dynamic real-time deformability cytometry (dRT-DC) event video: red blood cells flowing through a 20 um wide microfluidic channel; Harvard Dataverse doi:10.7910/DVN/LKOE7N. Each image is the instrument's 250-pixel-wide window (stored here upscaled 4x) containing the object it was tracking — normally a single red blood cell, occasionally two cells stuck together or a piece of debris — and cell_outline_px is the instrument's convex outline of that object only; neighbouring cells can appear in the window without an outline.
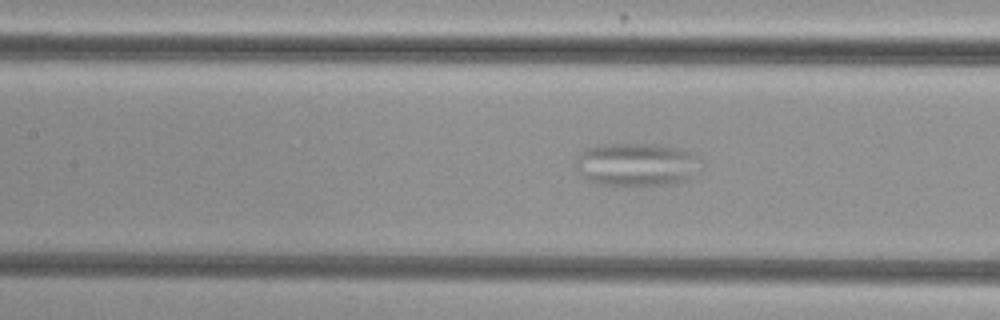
{"species": "common noctule bat (a hibernating species)", "species_latin": "Nyctalus noctula", "temperature_condition": "cold", "stored_images_in_passage": 43, "camera_frame_rate_fps": 3000, "um_per_image_px": 0.085, "animal": {"sex": "female", "body_mass_g": 29.2, "forearm_length_mm": 56.3}, "frame": {"image": 1, "passage_image": 13, "time_ms": 4.0, "image_size_px": [1000, 320], "cell_outline_px": [[696, 152], [688, 176], [684, 180], [676, 184], [600, 184], [588, 180], [580, 176], [576, 168], [576, 156], [584, 148], [596, 144], [668, 144]], "centroid_in_image_um": [53.95, 13.93], "position_along_channel_um": 153.5, "area_um2": 30.92}}
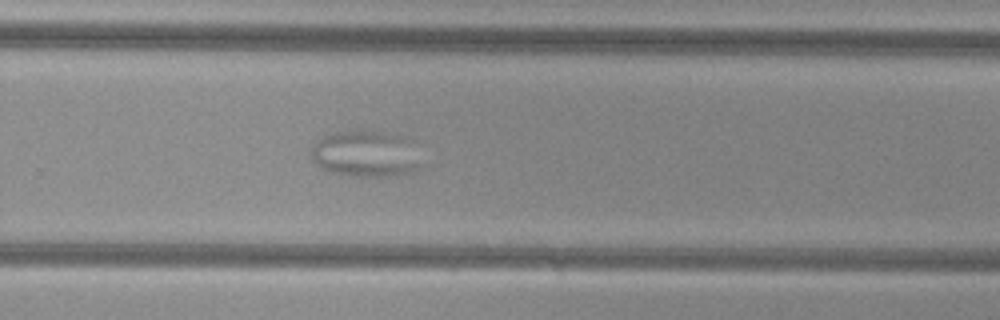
{"frame": {"image": 2, "passage_image": 25, "time_ms": 8.0, "image_size_px": [1000, 320], "cell_outline_px": [[416, 168], [408, 172], [396, 176], [360, 176], [332, 172], [320, 168], [316, 164], [312, 156], [312, 148], [316, 140], [320, 136], [332, 132], [356, 128], [360, 128], [384, 132], [404, 136], [416, 164]], "centroid_in_image_um": [30.9, 13.02], "position_along_channel_um": 298.9, "area_um2": 29.13}}
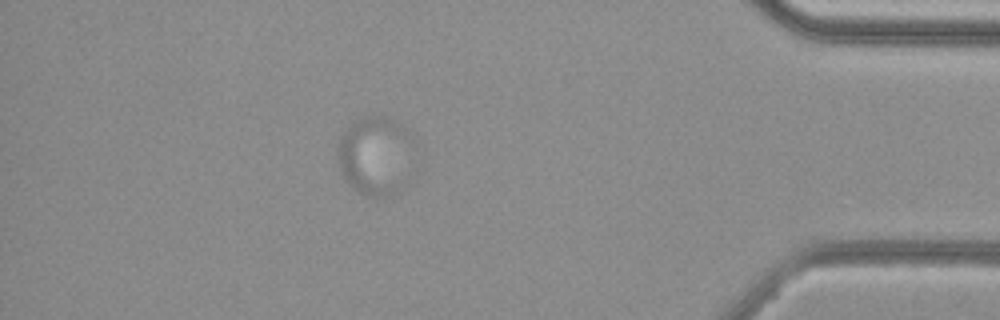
{"frame": {"image": 3, "passage_image": 37, "time_ms": 12.0, "image_size_px": [1000, 320], "cell_outline_px": [[412, 184], [400, 192], [392, 196], [376, 200], [352, 188], [348, 184], [340, 168], [340, 140], [344, 132], [356, 120], [368, 116], [388, 116], [404, 128], [408, 132], [412, 180]], "centroid_in_image_um": [31.98, 13.35], "position_along_channel_um": 403.2, "area_um2": 35.37}}